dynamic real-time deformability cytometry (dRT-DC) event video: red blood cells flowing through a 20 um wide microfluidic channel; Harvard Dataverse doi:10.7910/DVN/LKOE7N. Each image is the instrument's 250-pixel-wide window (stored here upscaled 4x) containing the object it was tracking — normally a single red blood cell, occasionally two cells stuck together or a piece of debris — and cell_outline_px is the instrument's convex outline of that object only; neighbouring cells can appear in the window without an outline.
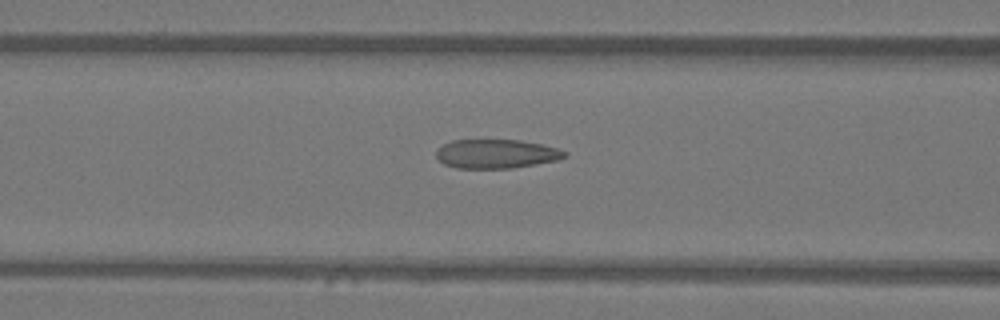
{"species": "Egyptian fruit bat (a non-hibernating species)", "species_latin": "Rousettus aegyptiacus", "temperature_condition": "warm", "stored_images_in_passage": 48, "camera_frame_rate_fps": 3000, "um_per_image_px": 0.085, "animal": {"sex": "female"}, "frame": {"image": 1, "passage_image": 20, "time_ms": 6.333, "image_size_px": [1000, 320], "cell_outline_px": [[568, 156], [560, 160], [512, 168], [456, 168], [444, 164], [436, 156], [436, 148], [452, 140], [520, 140], [540, 144], [556, 148], [568, 152]], "centroid_in_image_um": [42.19, 13.08], "position_along_channel_um": 124.4, "area_um2": 21.79}}
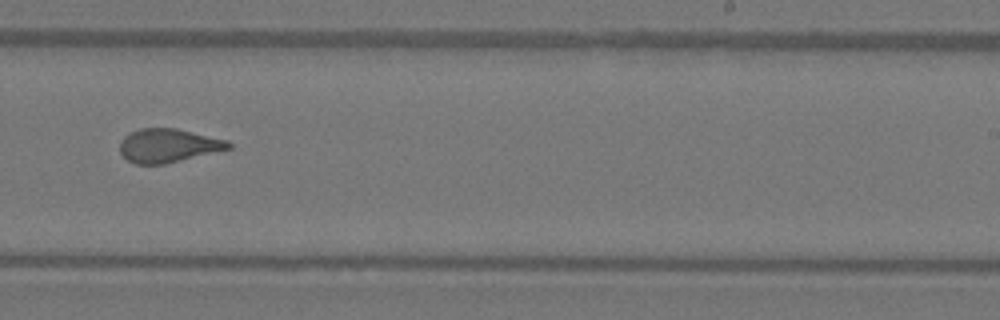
{"frame": {"image": 2, "passage_image": 31, "time_ms": 10.0, "image_size_px": [1000, 320], "cell_outline_px": [[232, 148], [164, 164], [136, 164], [128, 160], [120, 152], [120, 140], [124, 136], [140, 128], [176, 128], [228, 140], [232, 144]], "centroid_in_image_um": [14.3, 12.37], "position_along_channel_um": 274.7, "area_um2": 21.21}}
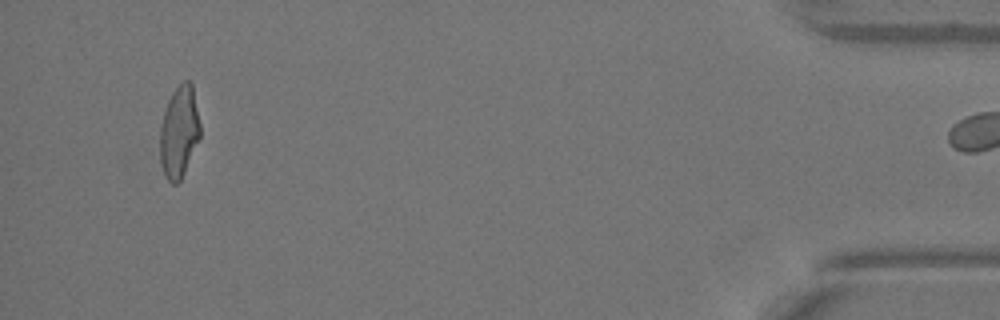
{"frame": {"image": 3, "passage_image": 47, "time_ms": 15.333, "image_size_px": [1000, 320], "cell_outline_px": [[200, 136], [184, 172], [180, 180], [176, 184], [172, 184], [164, 176], [160, 164], [160, 128], [164, 112], [168, 100], [172, 92], [184, 80], [188, 80], [192, 84], [200, 124]], "centroid_in_image_um": [15.21, 11.22], "position_along_channel_um": 420.0, "area_um2": 21.33}, "authors_computed_cell_mechanics": {"area_um2": 22.1952, "velocity_mm_per_s": 4.1061, "shape_relaxation_time_tau1_ms": null, "shape_relaxation_time_tau2_ms": 1.0812, "deformation_change_tau1": null, "deformation_change_tau2": 0.0842}}